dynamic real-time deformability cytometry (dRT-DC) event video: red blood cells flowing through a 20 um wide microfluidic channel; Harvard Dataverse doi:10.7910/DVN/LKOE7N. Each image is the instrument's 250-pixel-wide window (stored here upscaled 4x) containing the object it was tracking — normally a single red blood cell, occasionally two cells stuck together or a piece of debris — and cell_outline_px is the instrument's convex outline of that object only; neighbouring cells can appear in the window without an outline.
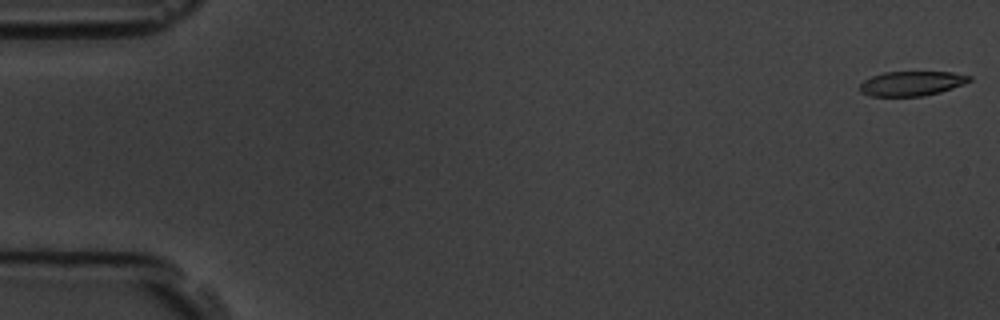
{"species": "common noctule bat (a hibernating species)", "species_latin": "Nyctalus noctula", "temperature_condition": "room temperature", "stored_images_in_passage": 8, "camera_frame_rate_fps": 3000, "um_per_image_px": 0.085, "animal": {"sex": "male", "body_mass_g": 19.5, "forearm_length_mm": 54.6}, "frame": {"image": 1, "passage_image": 1, "time_ms": 0.0, "image_size_px": [1000, 320], "cell_outline_px": [[972, 80], [964, 84], [940, 92], [924, 96], [872, 96], [860, 92], [860, 84], [864, 80], [872, 76], [884, 72], [952, 72], [972, 76]], "centroid_in_image_um": [77.51, 7.09], "position_along_channel_um": 7.5, "area_um2": 15.72}}
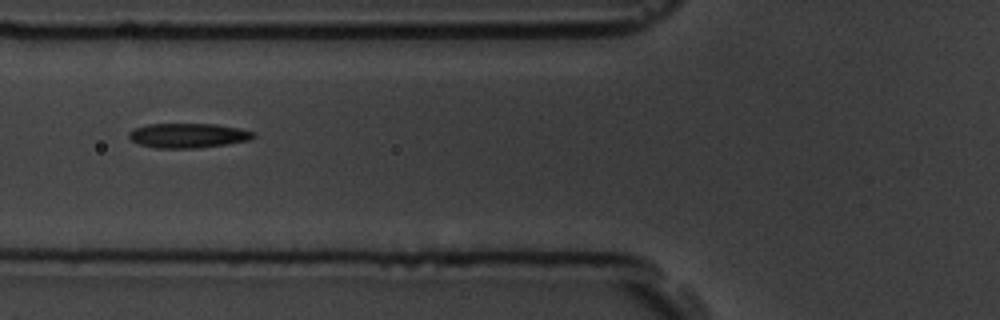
{"frame": {"image": 2, "passage_image": 7, "time_ms": 6.667, "image_size_px": [1000, 320], "cell_outline_px": [[256, 136], [248, 140], [228, 144], [200, 148], [156, 148], [140, 144], [132, 140], [128, 136], [128, 132], [136, 128], [148, 124], [216, 124], [240, 128], [256, 132]], "centroid_in_image_um": [16.03, 11.52], "position_along_channel_um": 109.8, "area_um2": 17.92}}
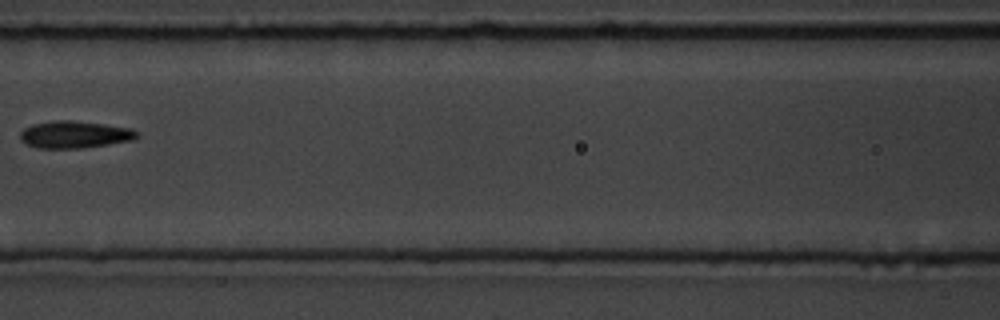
{"frame": {"image": 3, "passage_image": 8, "time_ms": 8.0, "image_size_px": [1000, 320], "cell_outline_px": [[140, 136], [132, 140], [108, 144], [80, 148], [40, 148], [28, 144], [20, 140], [20, 132], [24, 128], [32, 124], [56, 120], [72, 120], [104, 124], [132, 128], [140, 132]], "centroid_in_image_um": [6.37, 11.42], "position_along_channel_um": 160.2, "area_um2": 18.5}}